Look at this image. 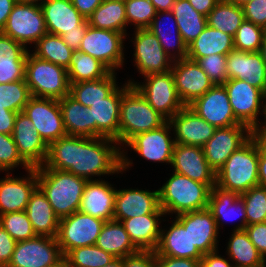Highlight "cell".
Instances as JSON below:
<instances>
[{
    "label": "cell",
    "mask_w": 266,
    "mask_h": 267,
    "mask_svg": "<svg viewBox=\"0 0 266 267\" xmlns=\"http://www.w3.org/2000/svg\"><path fill=\"white\" fill-rule=\"evenodd\" d=\"M116 145L112 138L67 135L48 146L46 161L37 168L68 171L87 180H92L91 176L119 174L133 162Z\"/></svg>",
    "instance_id": "1"
},
{
    "label": "cell",
    "mask_w": 266,
    "mask_h": 267,
    "mask_svg": "<svg viewBox=\"0 0 266 267\" xmlns=\"http://www.w3.org/2000/svg\"><path fill=\"white\" fill-rule=\"evenodd\" d=\"M37 187L42 191L59 219L79 211L87 179L68 171L36 168Z\"/></svg>",
    "instance_id": "2"
},
{
    "label": "cell",
    "mask_w": 266,
    "mask_h": 267,
    "mask_svg": "<svg viewBox=\"0 0 266 267\" xmlns=\"http://www.w3.org/2000/svg\"><path fill=\"white\" fill-rule=\"evenodd\" d=\"M259 147L250 137L216 172V186L239 195L259 185Z\"/></svg>",
    "instance_id": "3"
},
{
    "label": "cell",
    "mask_w": 266,
    "mask_h": 267,
    "mask_svg": "<svg viewBox=\"0 0 266 267\" xmlns=\"http://www.w3.org/2000/svg\"><path fill=\"white\" fill-rule=\"evenodd\" d=\"M211 188L187 176L173 172L158 189L159 206L165 214H182L208 208Z\"/></svg>",
    "instance_id": "4"
},
{
    "label": "cell",
    "mask_w": 266,
    "mask_h": 267,
    "mask_svg": "<svg viewBox=\"0 0 266 267\" xmlns=\"http://www.w3.org/2000/svg\"><path fill=\"white\" fill-rule=\"evenodd\" d=\"M166 121L133 85L125 82L120 105L119 146L126 144L137 134L160 127Z\"/></svg>",
    "instance_id": "5"
},
{
    "label": "cell",
    "mask_w": 266,
    "mask_h": 267,
    "mask_svg": "<svg viewBox=\"0 0 266 267\" xmlns=\"http://www.w3.org/2000/svg\"><path fill=\"white\" fill-rule=\"evenodd\" d=\"M25 80L32 97L59 100L69 95L67 69L40 59L30 51L26 58Z\"/></svg>",
    "instance_id": "6"
},
{
    "label": "cell",
    "mask_w": 266,
    "mask_h": 267,
    "mask_svg": "<svg viewBox=\"0 0 266 267\" xmlns=\"http://www.w3.org/2000/svg\"><path fill=\"white\" fill-rule=\"evenodd\" d=\"M144 78L146 82L142 84L130 79L128 83L133 85L149 105L167 121L185 107L177 93L171 70L148 74Z\"/></svg>",
    "instance_id": "7"
},
{
    "label": "cell",
    "mask_w": 266,
    "mask_h": 267,
    "mask_svg": "<svg viewBox=\"0 0 266 267\" xmlns=\"http://www.w3.org/2000/svg\"><path fill=\"white\" fill-rule=\"evenodd\" d=\"M127 37L121 32L97 29L88 25L79 51L87 53L102 62L111 72L123 66L124 45Z\"/></svg>",
    "instance_id": "8"
},
{
    "label": "cell",
    "mask_w": 266,
    "mask_h": 267,
    "mask_svg": "<svg viewBox=\"0 0 266 267\" xmlns=\"http://www.w3.org/2000/svg\"><path fill=\"white\" fill-rule=\"evenodd\" d=\"M105 222L80 211L61 218L56 238L63 256L74 248L95 245Z\"/></svg>",
    "instance_id": "9"
},
{
    "label": "cell",
    "mask_w": 266,
    "mask_h": 267,
    "mask_svg": "<svg viewBox=\"0 0 266 267\" xmlns=\"http://www.w3.org/2000/svg\"><path fill=\"white\" fill-rule=\"evenodd\" d=\"M23 44H36L47 32L40 4L16 3L1 31Z\"/></svg>",
    "instance_id": "10"
},
{
    "label": "cell",
    "mask_w": 266,
    "mask_h": 267,
    "mask_svg": "<svg viewBox=\"0 0 266 267\" xmlns=\"http://www.w3.org/2000/svg\"><path fill=\"white\" fill-rule=\"evenodd\" d=\"M223 86L227 91L235 117L250 129L261 124L258 115L263 113L265 118L266 103L263 102H266V95L246 80L228 79Z\"/></svg>",
    "instance_id": "11"
},
{
    "label": "cell",
    "mask_w": 266,
    "mask_h": 267,
    "mask_svg": "<svg viewBox=\"0 0 266 267\" xmlns=\"http://www.w3.org/2000/svg\"><path fill=\"white\" fill-rule=\"evenodd\" d=\"M63 257L56 237L37 235L16 243L7 267H51Z\"/></svg>",
    "instance_id": "12"
},
{
    "label": "cell",
    "mask_w": 266,
    "mask_h": 267,
    "mask_svg": "<svg viewBox=\"0 0 266 267\" xmlns=\"http://www.w3.org/2000/svg\"><path fill=\"white\" fill-rule=\"evenodd\" d=\"M22 112L30 118L48 146L55 140L67 136L57 99L31 97Z\"/></svg>",
    "instance_id": "13"
},
{
    "label": "cell",
    "mask_w": 266,
    "mask_h": 267,
    "mask_svg": "<svg viewBox=\"0 0 266 267\" xmlns=\"http://www.w3.org/2000/svg\"><path fill=\"white\" fill-rule=\"evenodd\" d=\"M134 61L139 73H165L171 70L172 59L165 53L159 39L148 29H135Z\"/></svg>",
    "instance_id": "14"
},
{
    "label": "cell",
    "mask_w": 266,
    "mask_h": 267,
    "mask_svg": "<svg viewBox=\"0 0 266 267\" xmlns=\"http://www.w3.org/2000/svg\"><path fill=\"white\" fill-rule=\"evenodd\" d=\"M188 107L215 128L242 124L234 115L223 85H214Z\"/></svg>",
    "instance_id": "15"
},
{
    "label": "cell",
    "mask_w": 266,
    "mask_h": 267,
    "mask_svg": "<svg viewBox=\"0 0 266 267\" xmlns=\"http://www.w3.org/2000/svg\"><path fill=\"white\" fill-rule=\"evenodd\" d=\"M250 137L251 129L245 124L216 128L213 136L203 146L209 166L217 172Z\"/></svg>",
    "instance_id": "16"
},
{
    "label": "cell",
    "mask_w": 266,
    "mask_h": 267,
    "mask_svg": "<svg viewBox=\"0 0 266 267\" xmlns=\"http://www.w3.org/2000/svg\"><path fill=\"white\" fill-rule=\"evenodd\" d=\"M171 73L177 93L185 106L214 86L199 64L189 58L173 61Z\"/></svg>",
    "instance_id": "17"
},
{
    "label": "cell",
    "mask_w": 266,
    "mask_h": 267,
    "mask_svg": "<svg viewBox=\"0 0 266 267\" xmlns=\"http://www.w3.org/2000/svg\"><path fill=\"white\" fill-rule=\"evenodd\" d=\"M170 130L172 131L171 124L166 121L156 129L132 137L125 146L154 163L171 164L175 139L169 135Z\"/></svg>",
    "instance_id": "18"
},
{
    "label": "cell",
    "mask_w": 266,
    "mask_h": 267,
    "mask_svg": "<svg viewBox=\"0 0 266 267\" xmlns=\"http://www.w3.org/2000/svg\"><path fill=\"white\" fill-rule=\"evenodd\" d=\"M171 165L174 172L207 184L216 185V172L209 166L203 147L175 143Z\"/></svg>",
    "instance_id": "19"
},
{
    "label": "cell",
    "mask_w": 266,
    "mask_h": 267,
    "mask_svg": "<svg viewBox=\"0 0 266 267\" xmlns=\"http://www.w3.org/2000/svg\"><path fill=\"white\" fill-rule=\"evenodd\" d=\"M12 137L20 156L31 168L40 167L45 163L48 145L23 112L16 115Z\"/></svg>",
    "instance_id": "20"
},
{
    "label": "cell",
    "mask_w": 266,
    "mask_h": 267,
    "mask_svg": "<svg viewBox=\"0 0 266 267\" xmlns=\"http://www.w3.org/2000/svg\"><path fill=\"white\" fill-rule=\"evenodd\" d=\"M146 214H165L159 206L158 190H117L114 203V220L138 217Z\"/></svg>",
    "instance_id": "21"
},
{
    "label": "cell",
    "mask_w": 266,
    "mask_h": 267,
    "mask_svg": "<svg viewBox=\"0 0 266 267\" xmlns=\"http://www.w3.org/2000/svg\"><path fill=\"white\" fill-rule=\"evenodd\" d=\"M176 220L184 228H188L192 245L203 255L218 250L219 231L208 209L179 214Z\"/></svg>",
    "instance_id": "22"
},
{
    "label": "cell",
    "mask_w": 266,
    "mask_h": 267,
    "mask_svg": "<svg viewBox=\"0 0 266 267\" xmlns=\"http://www.w3.org/2000/svg\"><path fill=\"white\" fill-rule=\"evenodd\" d=\"M122 87H117L104 101L94 103L90 109L91 137H107L119 145V119Z\"/></svg>",
    "instance_id": "23"
},
{
    "label": "cell",
    "mask_w": 266,
    "mask_h": 267,
    "mask_svg": "<svg viewBox=\"0 0 266 267\" xmlns=\"http://www.w3.org/2000/svg\"><path fill=\"white\" fill-rule=\"evenodd\" d=\"M227 80H246L266 95V64L259 52L233 49L227 54Z\"/></svg>",
    "instance_id": "24"
},
{
    "label": "cell",
    "mask_w": 266,
    "mask_h": 267,
    "mask_svg": "<svg viewBox=\"0 0 266 267\" xmlns=\"http://www.w3.org/2000/svg\"><path fill=\"white\" fill-rule=\"evenodd\" d=\"M168 121L174 131L177 144L203 147L216 129L188 106L183 107Z\"/></svg>",
    "instance_id": "25"
},
{
    "label": "cell",
    "mask_w": 266,
    "mask_h": 267,
    "mask_svg": "<svg viewBox=\"0 0 266 267\" xmlns=\"http://www.w3.org/2000/svg\"><path fill=\"white\" fill-rule=\"evenodd\" d=\"M28 177H12L9 173L0 179V215L25 211L31 194L37 188V170L30 168Z\"/></svg>",
    "instance_id": "26"
},
{
    "label": "cell",
    "mask_w": 266,
    "mask_h": 267,
    "mask_svg": "<svg viewBox=\"0 0 266 267\" xmlns=\"http://www.w3.org/2000/svg\"><path fill=\"white\" fill-rule=\"evenodd\" d=\"M117 189L107 181L88 180L79 206L81 213L104 221L114 220V203Z\"/></svg>",
    "instance_id": "27"
},
{
    "label": "cell",
    "mask_w": 266,
    "mask_h": 267,
    "mask_svg": "<svg viewBox=\"0 0 266 267\" xmlns=\"http://www.w3.org/2000/svg\"><path fill=\"white\" fill-rule=\"evenodd\" d=\"M40 6L49 34L62 36L77 30L86 21L71 0H44Z\"/></svg>",
    "instance_id": "28"
},
{
    "label": "cell",
    "mask_w": 266,
    "mask_h": 267,
    "mask_svg": "<svg viewBox=\"0 0 266 267\" xmlns=\"http://www.w3.org/2000/svg\"><path fill=\"white\" fill-rule=\"evenodd\" d=\"M207 209L212 213L218 231L220 223L222 225L223 221H232L237 217H241L242 220L233 230H245L247 226L245 203L236 192L223 190L214 185L211 188Z\"/></svg>",
    "instance_id": "29"
},
{
    "label": "cell",
    "mask_w": 266,
    "mask_h": 267,
    "mask_svg": "<svg viewBox=\"0 0 266 267\" xmlns=\"http://www.w3.org/2000/svg\"><path fill=\"white\" fill-rule=\"evenodd\" d=\"M166 214H146L122 220L130 240L139 251H153L158 247L161 230V216Z\"/></svg>",
    "instance_id": "30"
},
{
    "label": "cell",
    "mask_w": 266,
    "mask_h": 267,
    "mask_svg": "<svg viewBox=\"0 0 266 267\" xmlns=\"http://www.w3.org/2000/svg\"><path fill=\"white\" fill-rule=\"evenodd\" d=\"M155 252L158 255L201 260L203 254L192 245L188 228H184L176 219L169 230H161L160 240Z\"/></svg>",
    "instance_id": "31"
},
{
    "label": "cell",
    "mask_w": 266,
    "mask_h": 267,
    "mask_svg": "<svg viewBox=\"0 0 266 267\" xmlns=\"http://www.w3.org/2000/svg\"><path fill=\"white\" fill-rule=\"evenodd\" d=\"M25 212L36 235L57 237L60 219L38 187L31 194Z\"/></svg>",
    "instance_id": "32"
},
{
    "label": "cell",
    "mask_w": 266,
    "mask_h": 267,
    "mask_svg": "<svg viewBox=\"0 0 266 267\" xmlns=\"http://www.w3.org/2000/svg\"><path fill=\"white\" fill-rule=\"evenodd\" d=\"M169 19L173 20L172 22L174 26L173 30H171L172 27L171 29L168 27L164 29L163 27L165 26L164 24L166 23V20ZM148 29L159 39L160 45L165 50V53L169 56V58L172 59V61L187 58L188 46L181 37V34L177 26L176 18L171 11L156 12L152 24ZM172 34L174 35V37ZM171 48H172V53L170 51Z\"/></svg>",
    "instance_id": "33"
},
{
    "label": "cell",
    "mask_w": 266,
    "mask_h": 267,
    "mask_svg": "<svg viewBox=\"0 0 266 267\" xmlns=\"http://www.w3.org/2000/svg\"><path fill=\"white\" fill-rule=\"evenodd\" d=\"M233 49L234 37L207 25L188 46L187 58L197 61L214 54L227 55Z\"/></svg>",
    "instance_id": "34"
},
{
    "label": "cell",
    "mask_w": 266,
    "mask_h": 267,
    "mask_svg": "<svg viewBox=\"0 0 266 267\" xmlns=\"http://www.w3.org/2000/svg\"><path fill=\"white\" fill-rule=\"evenodd\" d=\"M95 245L115 258H124L139 251L130 240L123 224L116 220L105 222Z\"/></svg>",
    "instance_id": "35"
},
{
    "label": "cell",
    "mask_w": 266,
    "mask_h": 267,
    "mask_svg": "<svg viewBox=\"0 0 266 267\" xmlns=\"http://www.w3.org/2000/svg\"><path fill=\"white\" fill-rule=\"evenodd\" d=\"M117 87L116 73L110 72L101 79L70 84L69 95L89 108L94 103L104 101Z\"/></svg>",
    "instance_id": "36"
},
{
    "label": "cell",
    "mask_w": 266,
    "mask_h": 267,
    "mask_svg": "<svg viewBox=\"0 0 266 267\" xmlns=\"http://www.w3.org/2000/svg\"><path fill=\"white\" fill-rule=\"evenodd\" d=\"M63 124L68 136L91 137L90 109L70 95L59 99Z\"/></svg>",
    "instance_id": "37"
},
{
    "label": "cell",
    "mask_w": 266,
    "mask_h": 267,
    "mask_svg": "<svg viewBox=\"0 0 266 267\" xmlns=\"http://www.w3.org/2000/svg\"><path fill=\"white\" fill-rule=\"evenodd\" d=\"M227 245V255L235 262L234 267H266V260L250 241L246 230H233Z\"/></svg>",
    "instance_id": "38"
},
{
    "label": "cell",
    "mask_w": 266,
    "mask_h": 267,
    "mask_svg": "<svg viewBox=\"0 0 266 267\" xmlns=\"http://www.w3.org/2000/svg\"><path fill=\"white\" fill-rule=\"evenodd\" d=\"M171 12L176 18L183 41L189 46L206 28V16L196 11L188 0H175Z\"/></svg>",
    "instance_id": "39"
},
{
    "label": "cell",
    "mask_w": 266,
    "mask_h": 267,
    "mask_svg": "<svg viewBox=\"0 0 266 267\" xmlns=\"http://www.w3.org/2000/svg\"><path fill=\"white\" fill-rule=\"evenodd\" d=\"M87 20L89 25L94 28L127 34L124 1L103 0Z\"/></svg>",
    "instance_id": "40"
},
{
    "label": "cell",
    "mask_w": 266,
    "mask_h": 267,
    "mask_svg": "<svg viewBox=\"0 0 266 267\" xmlns=\"http://www.w3.org/2000/svg\"><path fill=\"white\" fill-rule=\"evenodd\" d=\"M206 19L208 26L232 37L236 35L238 28L245 20L243 7L227 0H220L206 16Z\"/></svg>",
    "instance_id": "41"
},
{
    "label": "cell",
    "mask_w": 266,
    "mask_h": 267,
    "mask_svg": "<svg viewBox=\"0 0 266 267\" xmlns=\"http://www.w3.org/2000/svg\"><path fill=\"white\" fill-rule=\"evenodd\" d=\"M69 83L97 80L107 76L111 71L99 60L87 53L74 51L67 69Z\"/></svg>",
    "instance_id": "42"
},
{
    "label": "cell",
    "mask_w": 266,
    "mask_h": 267,
    "mask_svg": "<svg viewBox=\"0 0 266 267\" xmlns=\"http://www.w3.org/2000/svg\"><path fill=\"white\" fill-rule=\"evenodd\" d=\"M35 45V56L68 69L74 51L61 36L46 33Z\"/></svg>",
    "instance_id": "43"
},
{
    "label": "cell",
    "mask_w": 266,
    "mask_h": 267,
    "mask_svg": "<svg viewBox=\"0 0 266 267\" xmlns=\"http://www.w3.org/2000/svg\"><path fill=\"white\" fill-rule=\"evenodd\" d=\"M70 267H104L115 257L96 245L82 246L70 250L64 256Z\"/></svg>",
    "instance_id": "44"
},
{
    "label": "cell",
    "mask_w": 266,
    "mask_h": 267,
    "mask_svg": "<svg viewBox=\"0 0 266 267\" xmlns=\"http://www.w3.org/2000/svg\"><path fill=\"white\" fill-rule=\"evenodd\" d=\"M26 80L0 84V106L12 112H22L31 98Z\"/></svg>",
    "instance_id": "45"
},
{
    "label": "cell",
    "mask_w": 266,
    "mask_h": 267,
    "mask_svg": "<svg viewBox=\"0 0 266 267\" xmlns=\"http://www.w3.org/2000/svg\"><path fill=\"white\" fill-rule=\"evenodd\" d=\"M247 225L266 222V187L257 185L242 193Z\"/></svg>",
    "instance_id": "46"
},
{
    "label": "cell",
    "mask_w": 266,
    "mask_h": 267,
    "mask_svg": "<svg viewBox=\"0 0 266 267\" xmlns=\"http://www.w3.org/2000/svg\"><path fill=\"white\" fill-rule=\"evenodd\" d=\"M0 225L16 242L25 241L37 236L25 211L9 212L0 215Z\"/></svg>",
    "instance_id": "47"
},
{
    "label": "cell",
    "mask_w": 266,
    "mask_h": 267,
    "mask_svg": "<svg viewBox=\"0 0 266 267\" xmlns=\"http://www.w3.org/2000/svg\"><path fill=\"white\" fill-rule=\"evenodd\" d=\"M263 38V27L244 20L234 36V49L250 53L259 52Z\"/></svg>",
    "instance_id": "48"
},
{
    "label": "cell",
    "mask_w": 266,
    "mask_h": 267,
    "mask_svg": "<svg viewBox=\"0 0 266 267\" xmlns=\"http://www.w3.org/2000/svg\"><path fill=\"white\" fill-rule=\"evenodd\" d=\"M124 4L127 25L132 23L135 29L150 27L157 12L150 0H127Z\"/></svg>",
    "instance_id": "49"
},
{
    "label": "cell",
    "mask_w": 266,
    "mask_h": 267,
    "mask_svg": "<svg viewBox=\"0 0 266 267\" xmlns=\"http://www.w3.org/2000/svg\"><path fill=\"white\" fill-rule=\"evenodd\" d=\"M214 85L227 81V55L214 54L196 61Z\"/></svg>",
    "instance_id": "50"
},
{
    "label": "cell",
    "mask_w": 266,
    "mask_h": 267,
    "mask_svg": "<svg viewBox=\"0 0 266 267\" xmlns=\"http://www.w3.org/2000/svg\"><path fill=\"white\" fill-rule=\"evenodd\" d=\"M0 164L7 172L19 165L26 171L31 168L20 156L12 135L0 133Z\"/></svg>",
    "instance_id": "51"
},
{
    "label": "cell",
    "mask_w": 266,
    "mask_h": 267,
    "mask_svg": "<svg viewBox=\"0 0 266 267\" xmlns=\"http://www.w3.org/2000/svg\"><path fill=\"white\" fill-rule=\"evenodd\" d=\"M29 50L0 31V62H26Z\"/></svg>",
    "instance_id": "52"
},
{
    "label": "cell",
    "mask_w": 266,
    "mask_h": 267,
    "mask_svg": "<svg viewBox=\"0 0 266 267\" xmlns=\"http://www.w3.org/2000/svg\"><path fill=\"white\" fill-rule=\"evenodd\" d=\"M26 62H0V84L25 80Z\"/></svg>",
    "instance_id": "53"
},
{
    "label": "cell",
    "mask_w": 266,
    "mask_h": 267,
    "mask_svg": "<svg viewBox=\"0 0 266 267\" xmlns=\"http://www.w3.org/2000/svg\"><path fill=\"white\" fill-rule=\"evenodd\" d=\"M242 7L245 20L261 27L266 24V0H251Z\"/></svg>",
    "instance_id": "54"
},
{
    "label": "cell",
    "mask_w": 266,
    "mask_h": 267,
    "mask_svg": "<svg viewBox=\"0 0 266 267\" xmlns=\"http://www.w3.org/2000/svg\"><path fill=\"white\" fill-rule=\"evenodd\" d=\"M245 230L249 235L250 241L266 260V222L247 225Z\"/></svg>",
    "instance_id": "55"
},
{
    "label": "cell",
    "mask_w": 266,
    "mask_h": 267,
    "mask_svg": "<svg viewBox=\"0 0 266 267\" xmlns=\"http://www.w3.org/2000/svg\"><path fill=\"white\" fill-rule=\"evenodd\" d=\"M123 267H157L155 252L138 251L123 258Z\"/></svg>",
    "instance_id": "56"
},
{
    "label": "cell",
    "mask_w": 266,
    "mask_h": 267,
    "mask_svg": "<svg viewBox=\"0 0 266 267\" xmlns=\"http://www.w3.org/2000/svg\"><path fill=\"white\" fill-rule=\"evenodd\" d=\"M16 243L10 234L0 225V267L8 266Z\"/></svg>",
    "instance_id": "57"
},
{
    "label": "cell",
    "mask_w": 266,
    "mask_h": 267,
    "mask_svg": "<svg viewBox=\"0 0 266 267\" xmlns=\"http://www.w3.org/2000/svg\"><path fill=\"white\" fill-rule=\"evenodd\" d=\"M155 261L157 267H200V260L162 256L156 252Z\"/></svg>",
    "instance_id": "58"
},
{
    "label": "cell",
    "mask_w": 266,
    "mask_h": 267,
    "mask_svg": "<svg viewBox=\"0 0 266 267\" xmlns=\"http://www.w3.org/2000/svg\"><path fill=\"white\" fill-rule=\"evenodd\" d=\"M88 20H86L77 30L66 32L61 37L69 48L73 51H79L80 44L88 28Z\"/></svg>",
    "instance_id": "59"
},
{
    "label": "cell",
    "mask_w": 266,
    "mask_h": 267,
    "mask_svg": "<svg viewBox=\"0 0 266 267\" xmlns=\"http://www.w3.org/2000/svg\"><path fill=\"white\" fill-rule=\"evenodd\" d=\"M17 112H12L0 106V133L12 135Z\"/></svg>",
    "instance_id": "60"
},
{
    "label": "cell",
    "mask_w": 266,
    "mask_h": 267,
    "mask_svg": "<svg viewBox=\"0 0 266 267\" xmlns=\"http://www.w3.org/2000/svg\"><path fill=\"white\" fill-rule=\"evenodd\" d=\"M218 250L204 254L200 260V267H234L229 260L218 255Z\"/></svg>",
    "instance_id": "61"
},
{
    "label": "cell",
    "mask_w": 266,
    "mask_h": 267,
    "mask_svg": "<svg viewBox=\"0 0 266 267\" xmlns=\"http://www.w3.org/2000/svg\"><path fill=\"white\" fill-rule=\"evenodd\" d=\"M73 6L87 20L103 0H71Z\"/></svg>",
    "instance_id": "62"
},
{
    "label": "cell",
    "mask_w": 266,
    "mask_h": 267,
    "mask_svg": "<svg viewBox=\"0 0 266 267\" xmlns=\"http://www.w3.org/2000/svg\"><path fill=\"white\" fill-rule=\"evenodd\" d=\"M263 124H259L251 129V137L257 143L259 150L266 153V122H263Z\"/></svg>",
    "instance_id": "63"
},
{
    "label": "cell",
    "mask_w": 266,
    "mask_h": 267,
    "mask_svg": "<svg viewBox=\"0 0 266 267\" xmlns=\"http://www.w3.org/2000/svg\"><path fill=\"white\" fill-rule=\"evenodd\" d=\"M199 13L207 16L220 0H188Z\"/></svg>",
    "instance_id": "64"
},
{
    "label": "cell",
    "mask_w": 266,
    "mask_h": 267,
    "mask_svg": "<svg viewBox=\"0 0 266 267\" xmlns=\"http://www.w3.org/2000/svg\"><path fill=\"white\" fill-rule=\"evenodd\" d=\"M15 4L16 0H0V31L5 27Z\"/></svg>",
    "instance_id": "65"
},
{
    "label": "cell",
    "mask_w": 266,
    "mask_h": 267,
    "mask_svg": "<svg viewBox=\"0 0 266 267\" xmlns=\"http://www.w3.org/2000/svg\"><path fill=\"white\" fill-rule=\"evenodd\" d=\"M259 185L266 187V153L259 150L258 161Z\"/></svg>",
    "instance_id": "66"
},
{
    "label": "cell",
    "mask_w": 266,
    "mask_h": 267,
    "mask_svg": "<svg viewBox=\"0 0 266 267\" xmlns=\"http://www.w3.org/2000/svg\"><path fill=\"white\" fill-rule=\"evenodd\" d=\"M175 0H150L157 12L171 11Z\"/></svg>",
    "instance_id": "67"
},
{
    "label": "cell",
    "mask_w": 266,
    "mask_h": 267,
    "mask_svg": "<svg viewBox=\"0 0 266 267\" xmlns=\"http://www.w3.org/2000/svg\"><path fill=\"white\" fill-rule=\"evenodd\" d=\"M104 267H123V258H115Z\"/></svg>",
    "instance_id": "68"
},
{
    "label": "cell",
    "mask_w": 266,
    "mask_h": 267,
    "mask_svg": "<svg viewBox=\"0 0 266 267\" xmlns=\"http://www.w3.org/2000/svg\"><path fill=\"white\" fill-rule=\"evenodd\" d=\"M259 53L261 54V57L266 64V36H264L263 38V42L260 46Z\"/></svg>",
    "instance_id": "69"
},
{
    "label": "cell",
    "mask_w": 266,
    "mask_h": 267,
    "mask_svg": "<svg viewBox=\"0 0 266 267\" xmlns=\"http://www.w3.org/2000/svg\"><path fill=\"white\" fill-rule=\"evenodd\" d=\"M51 267H70V264L68 262V260L63 257L62 259H60L56 264L52 265Z\"/></svg>",
    "instance_id": "70"
},
{
    "label": "cell",
    "mask_w": 266,
    "mask_h": 267,
    "mask_svg": "<svg viewBox=\"0 0 266 267\" xmlns=\"http://www.w3.org/2000/svg\"><path fill=\"white\" fill-rule=\"evenodd\" d=\"M43 1L44 0H16V3L41 4Z\"/></svg>",
    "instance_id": "71"
},
{
    "label": "cell",
    "mask_w": 266,
    "mask_h": 267,
    "mask_svg": "<svg viewBox=\"0 0 266 267\" xmlns=\"http://www.w3.org/2000/svg\"><path fill=\"white\" fill-rule=\"evenodd\" d=\"M230 3L236 4L238 6H243L245 5L247 2H250L251 0H227Z\"/></svg>",
    "instance_id": "72"
},
{
    "label": "cell",
    "mask_w": 266,
    "mask_h": 267,
    "mask_svg": "<svg viewBox=\"0 0 266 267\" xmlns=\"http://www.w3.org/2000/svg\"><path fill=\"white\" fill-rule=\"evenodd\" d=\"M264 36H266V24L263 26Z\"/></svg>",
    "instance_id": "73"
},
{
    "label": "cell",
    "mask_w": 266,
    "mask_h": 267,
    "mask_svg": "<svg viewBox=\"0 0 266 267\" xmlns=\"http://www.w3.org/2000/svg\"><path fill=\"white\" fill-rule=\"evenodd\" d=\"M0 171H6L0 164Z\"/></svg>",
    "instance_id": "74"
}]
</instances>
